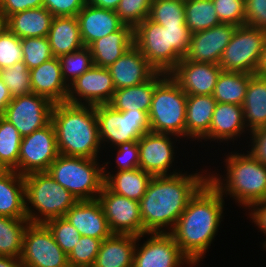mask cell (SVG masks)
<instances>
[{
    "label": "cell",
    "mask_w": 266,
    "mask_h": 267,
    "mask_svg": "<svg viewBox=\"0 0 266 267\" xmlns=\"http://www.w3.org/2000/svg\"><path fill=\"white\" fill-rule=\"evenodd\" d=\"M185 0H152L149 19L162 26H187Z\"/></svg>",
    "instance_id": "cell-37"
},
{
    "label": "cell",
    "mask_w": 266,
    "mask_h": 267,
    "mask_svg": "<svg viewBox=\"0 0 266 267\" xmlns=\"http://www.w3.org/2000/svg\"><path fill=\"white\" fill-rule=\"evenodd\" d=\"M54 16L45 8H32L10 15L5 27L22 38L48 37Z\"/></svg>",
    "instance_id": "cell-30"
},
{
    "label": "cell",
    "mask_w": 266,
    "mask_h": 267,
    "mask_svg": "<svg viewBox=\"0 0 266 267\" xmlns=\"http://www.w3.org/2000/svg\"><path fill=\"white\" fill-rule=\"evenodd\" d=\"M256 74L266 77V42L262 50L260 60L256 69Z\"/></svg>",
    "instance_id": "cell-56"
},
{
    "label": "cell",
    "mask_w": 266,
    "mask_h": 267,
    "mask_svg": "<svg viewBox=\"0 0 266 267\" xmlns=\"http://www.w3.org/2000/svg\"><path fill=\"white\" fill-rule=\"evenodd\" d=\"M32 93L47 97L53 103L66 102L69 86L62 76L59 58L30 69Z\"/></svg>",
    "instance_id": "cell-24"
},
{
    "label": "cell",
    "mask_w": 266,
    "mask_h": 267,
    "mask_svg": "<svg viewBox=\"0 0 266 267\" xmlns=\"http://www.w3.org/2000/svg\"><path fill=\"white\" fill-rule=\"evenodd\" d=\"M0 267H23L20 258L0 256Z\"/></svg>",
    "instance_id": "cell-55"
},
{
    "label": "cell",
    "mask_w": 266,
    "mask_h": 267,
    "mask_svg": "<svg viewBox=\"0 0 266 267\" xmlns=\"http://www.w3.org/2000/svg\"><path fill=\"white\" fill-rule=\"evenodd\" d=\"M187 26H162L146 18L133 29L134 45L157 70L169 74L187 54Z\"/></svg>",
    "instance_id": "cell-5"
},
{
    "label": "cell",
    "mask_w": 266,
    "mask_h": 267,
    "mask_svg": "<svg viewBox=\"0 0 266 267\" xmlns=\"http://www.w3.org/2000/svg\"><path fill=\"white\" fill-rule=\"evenodd\" d=\"M185 23L191 34L220 24L212 0H185Z\"/></svg>",
    "instance_id": "cell-36"
},
{
    "label": "cell",
    "mask_w": 266,
    "mask_h": 267,
    "mask_svg": "<svg viewBox=\"0 0 266 267\" xmlns=\"http://www.w3.org/2000/svg\"><path fill=\"white\" fill-rule=\"evenodd\" d=\"M249 138L251 143L248 145L250 150L248 152L253 158L266 166V125L258 127L253 131H250ZM251 138V139H250Z\"/></svg>",
    "instance_id": "cell-50"
},
{
    "label": "cell",
    "mask_w": 266,
    "mask_h": 267,
    "mask_svg": "<svg viewBox=\"0 0 266 267\" xmlns=\"http://www.w3.org/2000/svg\"><path fill=\"white\" fill-rule=\"evenodd\" d=\"M0 216L27 218L24 177L14 170L0 177Z\"/></svg>",
    "instance_id": "cell-32"
},
{
    "label": "cell",
    "mask_w": 266,
    "mask_h": 267,
    "mask_svg": "<svg viewBox=\"0 0 266 267\" xmlns=\"http://www.w3.org/2000/svg\"><path fill=\"white\" fill-rule=\"evenodd\" d=\"M59 152L55 130L47 126L22 137L18 158V174L25 176L34 172H47Z\"/></svg>",
    "instance_id": "cell-13"
},
{
    "label": "cell",
    "mask_w": 266,
    "mask_h": 267,
    "mask_svg": "<svg viewBox=\"0 0 266 267\" xmlns=\"http://www.w3.org/2000/svg\"><path fill=\"white\" fill-rule=\"evenodd\" d=\"M225 201L207 181L190 199L170 232L181 251L198 266L208 252L223 221Z\"/></svg>",
    "instance_id": "cell-2"
},
{
    "label": "cell",
    "mask_w": 266,
    "mask_h": 267,
    "mask_svg": "<svg viewBox=\"0 0 266 267\" xmlns=\"http://www.w3.org/2000/svg\"><path fill=\"white\" fill-rule=\"evenodd\" d=\"M262 248L264 249V251H266V244Z\"/></svg>",
    "instance_id": "cell-59"
},
{
    "label": "cell",
    "mask_w": 266,
    "mask_h": 267,
    "mask_svg": "<svg viewBox=\"0 0 266 267\" xmlns=\"http://www.w3.org/2000/svg\"><path fill=\"white\" fill-rule=\"evenodd\" d=\"M23 177L25 211L30 223L45 224L51 219L64 217L66 212L78 201L48 172H34Z\"/></svg>",
    "instance_id": "cell-6"
},
{
    "label": "cell",
    "mask_w": 266,
    "mask_h": 267,
    "mask_svg": "<svg viewBox=\"0 0 266 267\" xmlns=\"http://www.w3.org/2000/svg\"><path fill=\"white\" fill-rule=\"evenodd\" d=\"M266 31L247 24L237 26L218 65L222 71L256 74Z\"/></svg>",
    "instance_id": "cell-10"
},
{
    "label": "cell",
    "mask_w": 266,
    "mask_h": 267,
    "mask_svg": "<svg viewBox=\"0 0 266 267\" xmlns=\"http://www.w3.org/2000/svg\"><path fill=\"white\" fill-rule=\"evenodd\" d=\"M152 0H120L115 12L125 25L133 29L149 18Z\"/></svg>",
    "instance_id": "cell-44"
},
{
    "label": "cell",
    "mask_w": 266,
    "mask_h": 267,
    "mask_svg": "<svg viewBox=\"0 0 266 267\" xmlns=\"http://www.w3.org/2000/svg\"><path fill=\"white\" fill-rule=\"evenodd\" d=\"M103 162L104 185L117 195L139 202L146 193L148 183L153 176L140 167L133 170L118 171L114 174L113 170L111 172L108 170L110 169L108 164L111 160Z\"/></svg>",
    "instance_id": "cell-25"
},
{
    "label": "cell",
    "mask_w": 266,
    "mask_h": 267,
    "mask_svg": "<svg viewBox=\"0 0 266 267\" xmlns=\"http://www.w3.org/2000/svg\"><path fill=\"white\" fill-rule=\"evenodd\" d=\"M234 151L228 152L223 159L226 177L210 170L208 181L224 199H228L229 195L237 206L248 210L253 204L266 198V166L248 152L243 151L242 154V150Z\"/></svg>",
    "instance_id": "cell-4"
},
{
    "label": "cell",
    "mask_w": 266,
    "mask_h": 267,
    "mask_svg": "<svg viewBox=\"0 0 266 267\" xmlns=\"http://www.w3.org/2000/svg\"><path fill=\"white\" fill-rule=\"evenodd\" d=\"M250 133L244 121V113L241 105L217 103L210 125L209 132L199 141H213L220 143H229L240 140L244 134ZM203 140V141H202Z\"/></svg>",
    "instance_id": "cell-20"
},
{
    "label": "cell",
    "mask_w": 266,
    "mask_h": 267,
    "mask_svg": "<svg viewBox=\"0 0 266 267\" xmlns=\"http://www.w3.org/2000/svg\"><path fill=\"white\" fill-rule=\"evenodd\" d=\"M133 45V28L124 24L119 30L95 40L89 46L93 64L108 68Z\"/></svg>",
    "instance_id": "cell-26"
},
{
    "label": "cell",
    "mask_w": 266,
    "mask_h": 267,
    "mask_svg": "<svg viewBox=\"0 0 266 267\" xmlns=\"http://www.w3.org/2000/svg\"><path fill=\"white\" fill-rule=\"evenodd\" d=\"M116 88L109 70L93 65L69 85L66 102L80 105L109 104Z\"/></svg>",
    "instance_id": "cell-17"
},
{
    "label": "cell",
    "mask_w": 266,
    "mask_h": 267,
    "mask_svg": "<svg viewBox=\"0 0 266 267\" xmlns=\"http://www.w3.org/2000/svg\"><path fill=\"white\" fill-rule=\"evenodd\" d=\"M99 201L113 234H143L139 202L111 192L105 185L99 193Z\"/></svg>",
    "instance_id": "cell-16"
},
{
    "label": "cell",
    "mask_w": 266,
    "mask_h": 267,
    "mask_svg": "<svg viewBox=\"0 0 266 267\" xmlns=\"http://www.w3.org/2000/svg\"><path fill=\"white\" fill-rule=\"evenodd\" d=\"M51 123L59 154L89 159L102 158L99 156L103 148L95 106L54 103Z\"/></svg>",
    "instance_id": "cell-3"
},
{
    "label": "cell",
    "mask_w": 266,
    "mask_h": 267,
    "mask_svg": "<svg viewBox=\"0 0 266 267\" xmlns=\"http://www.w3.org/2000/svg\"><path fill=\"white\" fill-rule=\"evenodd\" d=\"M144 237L146 241L144 239L143 243H139ZM185 264L196 267L170 233H144L136 236L133 267H183Z\"/></svg>",
    "instance_id": "cell-12"
},
{
    "label": "cell",
    "mask_w": 266,
    "mask_h": 267,
    "mask_svg": "<svg viewBox=\"0 0 266 267\" xmlns=\"http://www.w3.org/2000/svg\"><path fill=\"white\" fill-rule=\"evenodd\" d=\"M54 103L47 97L31 93L12 98L3 117L23 137L47 126L51 122Z\"/></svg>",
    "instance_id": "cell-15"
},
{
    "label": "cell",
    "mask_w": 266,
    "mask_h": 267,
    "mask_svg": "<svg viewBox=\"0 0 266 267\" xmlns=\"http://www.w3.org/2000/svg\"><path fill=\"white\" fill-rule=\"evenodd\" d=\"M48 39L51 52L56 58L84 47L76 16L54 17Z\"/></svg>",
    "instance_id": "cell-31"
},
{
    "label": "cell",
    "mask_w": 266,
    "mask_h": 267,
    "mask_svg": "<svg viewBox=\"0 0 266 267\" xmlns=\"http://www.w3.org/2000/svg\"><path fill=\"white\" fill-rule=\"evenodd\" d=\"M157 72L146 82L115 90L109 106L116 111H144L149 113L155 86L166 76Z\"/></svg>",
    "instance_id": "cell-28"
},
{
    "label": "cell",
    "mask_w": 266,
    "mask_h": 267,
    "mask_svg": "<svg viewBox=\"0 0 266 267\" xmlns=\"http://www.w3.org/2000/svg\"><path fill=\"white\" fill-rule=\"evenodd\" d=\"M20 260L23 267H69L68 255L45 224H28Z\"/></svg>",
    "instance_id": "cell-11"
},
{
    "label": "cell",
    "mask_w": 266,
    "mask_h": 267,
    "mask_svg": "<svg viewBox=\"0 0 266 267\" xmlns=\"http://www.w3.org/2000/svg\"><path fill=\"white\" fill-rule=\"evenodd\" d=\"M43 6V0H0V15L6 20L10 15Z\"/></svg>",
    "instance_id": "cell-51"
},
{
    "label": "cell",
    "mask_w": 266,
    "mask_h": 267,
    "mask_svg": "<svg viewBox=\"0 0 266 267\" xmlns=\"http://www.w3.org/2000/svg\"><path fill=\"white\" fill-rule=\"evenodd\" d=\"M5 28V19L0 15V33Z\"/></svg>",
    "instance_id": "cell-58"
},
{
    "label": "cell",
    "mask_w": 266,
    "mask_h": 267,
    "mask_svg": "<svg viewBox=\"0 0 266 267\" xmlns=\"http://www.w3.org/2000/svg\"><path fill=\"white\" fill-rule=\"evenodd\" d=\"M187 94L167 74L154 89L148 113L150 131L185 139Z\"/></svg>",
    "instance_id": "cell-8"
},
{
    "label": "cell",
    "mask_w": 266,
    "mask_h": 267,
    "mask_svg": "<svg viewBox=\"0 0 266 267\" xmlns=\"http://www.w3.org/2000/svg\"><path fill=\"white\" fill-rule=\"evenodd\" d=\"M220 23L245 24V0H212Z\"/></svg>",
    "instance_id": "cell-46"
},
{
    "label": "cell",
    "mask_w": 266,
    "mask_h": 267,
    "mask_svg": "<svg viewBox=\"0 0 266 267\" xmlns=\"http://www.w3.org/2000/svg\"><path fill=\"white\" fill-rule=\"evenodd\" d=\"M22 136L3 116H0V159L18 173V158Z\"/></svg>",
    "instance_id": "cell-38"
},
{
    "label": "cell",
    "mask_w": 266,
    "mask_h": 267,
    "mask_svg": "<svg viewBox=\"0 0 266 267\" xmlns=\"http://www.w3.org/2000/svg\"><path fill=\"white\" fill-rule=\"evenodd\" d=\"M177 141L180 139L170 134L149 131L142 135L137 141L139 167L152 176L174 175L182 172L179 169H173L175 167Z\"/></svg>",
    "instance_id": "cell-14"
},
{
    "label": "cell",
    "mask_w": 266,
    "mask_h": 267,
    "mask_svg": "<svg viewBox=\"0 0 266 267\" xmlns=\"http://www.w3.org/2000/svg\"><path fill=\"white\" fill-rule=\"evenodd\" d=\"M84 46L119 30L124 23L114 10L104 9L86 3L76 16Z\"/></svg>",
    "instance_id": "cell-23"
},
{
    "label": "cell",
    "mask_w": 266,
    "mask_h": 267,
    "mask_svg": "<svg viewBox=\"0 0 266 267\" xmlns=\"http://www.w3.org/2000/svg\"><path fill=\"white\" fill-rule=\"evenodd\" d=\"M116 150L117 154L114 163L116 171L133 170L139 167V147L137 141H130L119 144L117 147L109 149Z\"/></svg>",
    "instance_id": "cell-47"
},
{
    "label": "cell",
    "mask_w": 266,
    "mask_h": 267,
    "mask_svg": "<svg viewBox=\"0 0 266 267\" xmlns=\"http://www.w3.org/2000/svg\"><path fill=\"white\" fill-rule=\"evenodd\" d=\"M222 68L218 64L192 62L185 57L169 75L187 95H212Z\"/></svg>",
    "instance_id": "cell-18"
},
{
    "label": "cell",
    "mask_w": 266,
    "mask_h": 267,
    "mask_svg": "<svg viewBox=\"0 0 266 267\" xmlns=\"http://www.w3.org/2000/svg\"><path fill=\"white\" fill-rule=\"evenodd\" d=\"M117 89L140 85L152 78L157 70L133 45L107 68Z\"/></svg>",
    "instance_id": "cell-21"
},
{
    "label": "cell",
    "mask_w": 266,
    "mask_h": 267,
    "mask_svg": "<svg viewBox=\"0 0 266 267\" xmlns=\"http://www.w3.org/2000/svg\"><path fill=\"white\" fill-rule=\"evenodd\" d=\"M136 236L112 234L101 243L92 267H133Z\"/></svg>",
    "instance_id": "cell-29"
},
{
    "label": "cell",
    "mask_w": 266,
    "mask_h": 267,
    "mask_svg": "<svg viewBox=\"0 0 266 267\" xmlns=\"http://www.w3.org/2000/svg\"><path fill=\"white\" fill-rule=\"evenodd\" d=\"M86 0H43L45 7L54 17L77 16Z\"/></svg>",
    "instance_id": "cell-48"
},
{
    "label": "cell",
    "mask_w": 266,
    "mask_h": 267,
    "mask_svg": "<svg viewBox=\"0 0 266 267\" xmlns=\"http://www.w3.org/2000/svg\"><path fill=\"white\" fill-rule=\"evenodd\" d=\"M252 75L243 72L221 71L212 94L214 100L217 103L242 106Z\"/></svg>",
    "instance_id": "cell-34"
},
{
    "label": "cell",
    "mask_w": 266,
    "mask_h": 267,
    "mask_svg": "<svg viewBox=\"0 0 266 267\" xmlns=\"http://www.w3.org/2000/svg\"><path fill=\"white\" fill-rule=\"evenodd\" d=\"M11 170L4 164V162L0 159V177L6 175Z\"/></svg>",
    "instance_id": "cell-57"
},
{
    "label": "cell",
    "mask_w": 266,
    "mask_h": 267,
    "mask_svg": "<svg viewBox=\"0 0 266 267\" xmlns=\"http://www.w3.org/2000/svg\"><path fill=\"white\" fill-rule=\"evenodd\" d=\"M64 217L79 231L81 236L103 241L113 234L97 199L78 200Z\"/></svg>",
    "instance_id": "cell-22"
},
{
    "label": "cell",
    "mask_w": 266,
    "mask_h": 267,
    "mask_svg": "<svg viewBox=\"0 0 266 267\" xmlns=\"http://www.w3.org/2000/svg\"><path fill=\"white\" fill-rule=\"evenodd\" d=\"M21 45L23 49V62L29 70L54 57L48 37L22 38Z\"/></svg>",
    "instance_id": "cell-41"
},
{
    "label": "cell",
    "mask_w": 266,
    "mask_h": 267,
    "mask_svg": "<svg viewBox=\"0 0 266 267\" xmlns=\"http://www.w3.org/2000/svg\"><path fill=\"white\" fill-rule=\"evenodd\" d=\"M23 61L21 39L6 27L0 33V69L13 66Z\"/></svg>",
    "instance_id": "cell-45"
},
{
    "label": "cell",
    "mask_w": 266,
    "mask_h": 267,
    "mask_svg": "<svg viewBox=\"0 0 266 267\" xmlns=\"http://www.w3.org/2000/svg\"><path fill=\"white\" fill-rule=\"evenodd\" d=\"M12 100L11 93L3 80L0 78V116H3L6 107Z\"/></svg>",
    "instance_id": "cell-53"
},
{
    "label": "cell",
    "mask_w": 266,
    "mask_h": 267,
    "mask_svg": "<svg viewBox=\"0 0 266 267\" xmlns=\"http://www.w3.org/2000/svg\"><path fill=\"white\" fill-rule=\"evenodd\" d=\"M244 121L248 131L266 125V77L253 74L247 86L242 104Z\"/></svg>",
    "instance_id": "cell-33"
},
{
    "label": "cell",
    "mask_w": 266,
    "mask_h": 267,
    "mask_svg": "<svg viewBox=\"0 0 266 267\" xmlns=\"http://www.w3.org/2000/svg\"><path fill=\"white\" fill-rule=\"evenodd\" d=\"M102 240L81 236L68 255L69 267H92L100 250Z\"/></svg>",
    "instance_id": "cell-42"
},
{
    "label": "cell",
    "mask_w": 266,
    "mask_h": 267,
    "mask_svg": "<svg viewBox=\"0 0 266 267\" xmlns=\"http://www.w3.org/2000/svg\"><path fill=\"white\" fill-rule=\"evenodd\" d=\"M119 2L120 0H86V3L93 6L114 11L117 9Z\"/></svg>",
    "instance_id": "cell-54"
},
{
    "label": "cell",
    "mask_w": 266,
    "mask_h": 267,
    "mask_svg": "<svg viewBox=\"0 0 266 267\" xmlns=\"http://www.w3.org/2000/svg\"><path fill=\"white\" fill-rule=\"evenodd\" d=\"M248 214L247 216L250 221L252 220V223H254L258 230L266 236V198L262 201H259L255 204H253L249 209H248ZM263 243L262 247L266 244V238L265 241L261 242Z\"/></svg>",
    "instance_id": "cell-52"
},
{
    "label": "cell",
    "mask_w": 266,
    "mask_h": 267,
    "mask_svg": "<svg viewBox=\"0 0 266 267\" xmlns=\"http://www.w3.org/2000/svg\"><path fill=\"white\" fill-rule=\"evenodd\" d=\"M236 28L233 24L220 23L191 34L185 58L192 62L218 64Z\"/></svg>",
    "instance_id": "cell-19"
},
{
    "label": "cell",
    "mask_w": 266,
    "mask_h": 267,
    "mask_svg": "<svg viewBox=\"0 0 266 267\" xmlns=\"http://www.w3.org/2000/svg\"><path fill=\"white\" fill-rule=\"evenodd\" d=\"M100 159L59 154L48 173L78 200L97 199L104 186L103 164Z\"/></svg>",
    "instance_id": "cell-7"
},
{
    "label": "cell",
    "mask_w": 266,
    "mask_h": 267,
    "mask_svg": "<svg viewBox=\"0 0 266 267\" xmlns=\"http://www.w3.org/2000/svg\"><path fill=\"white\" fill-rule=\"evenodd\" d=\"M245 24L266 31V0H245Z\"/></svg>",
    "instance_id": "cell-49"
},
{
    "label": "cell",
    "mask_w": 266,
    "mask_h": 267,
    "mask_svg": "<svg viewBox=\"0 0 266 267\" xmlns=\"http://www.w3.org/2000/svg\"><path fill=\"white\" fill-rule=\"evenodd\" d=\"M27 218L0 216V256L20 258Z\"/></svg>",
    "instance_id": "cell-35"
},
{
    "label": "cell",
    "mask_w": 266,
    "mask_h": 267,
    "mask_svg": "<svg viewBox=\"0 0 266 267\" xmlns=\"http://www.w3.org/2000/svg\"><path fill=\"white\" fill-rule=\"evenodd\" d=\"M217 102L212 95H187L185 138L198 142L210 130Z\"/></svg>",
    "instance_id": "cell-27"
},
{
    "label": "cell",
    "mask_w": 266,
    "mask_h": 267,
    "mask_svg": "<svg viewBox=\"0 0 266 267\" xmlns=\"http://www.w3.org/2000/svg\"><path fill=\"white\" fill-rule=\"evenodd\" d=\"M59 61L63 79L68 86L94 65L90 48L86 46L61 56Z\"/></svg>",
    "instance_id": "cell-39"
},
{
    "label": "cell",
    "mask_w": 266,
    "mask_h": 267,
    "mask_svg": "<svg viewBox=\"0 0 266 267\" xmlns=\"http://www.w3.org/2000/svg\"><path fill=\"white\" fill-rule=\"evenodd\" d=\"M95 112L103 150L107 146L111 149L122 143L138 141L150 131L148 113L144 111H116L105 104L95 106Z\"/></svg>",
    "instance_id": "cell-9"
},
{
    "label": "cell",
    "mask_w": 266,
    "mask_h": 267,
    "mask_svg": "<svg viewBox=\"0 0 266 267\" xmlns=\"http://www.w3.org/2000/svg\"><path fill=\"white\" fill-rule=\"evenodd\" d=\"M200 170L151 178L139 201L143 234L172 231L190 199L208 181V168Z\"/></svg>",
    "instance_id": "cell-1"
},
{
    "label": "cell",
    "mask_w": 266,
    "mask_h": 267,
    "mask_svg": "<svg viewBox=\"0 0 266 267\" xmlns=\"http://www.w3.org/2000/svg\"><path fill=\"white\" fill-rule=\"evenodd\" d=\"M30 78V70L23 61L1 69V79L9 89L12 98L32 93Z\"/></svg>",
    "instance_id": "cell-40"
},
{
    "label": "cell",
    "mask_w": 266,
    "mask_h": 267,
    "mask_svg": "<svg viewBox=\"0 0 266 267\" xmlns=\"http://www.w3.org/2000/svg\"><path fill=\"white\" fill-rule=\"evenodd\" d=\"M45 225L52 232L60 248L69 255L81 238L79 231L65 217L51 219Z\"/></svg>",
    "instance_id": "cell-43"
}]
</instances>
